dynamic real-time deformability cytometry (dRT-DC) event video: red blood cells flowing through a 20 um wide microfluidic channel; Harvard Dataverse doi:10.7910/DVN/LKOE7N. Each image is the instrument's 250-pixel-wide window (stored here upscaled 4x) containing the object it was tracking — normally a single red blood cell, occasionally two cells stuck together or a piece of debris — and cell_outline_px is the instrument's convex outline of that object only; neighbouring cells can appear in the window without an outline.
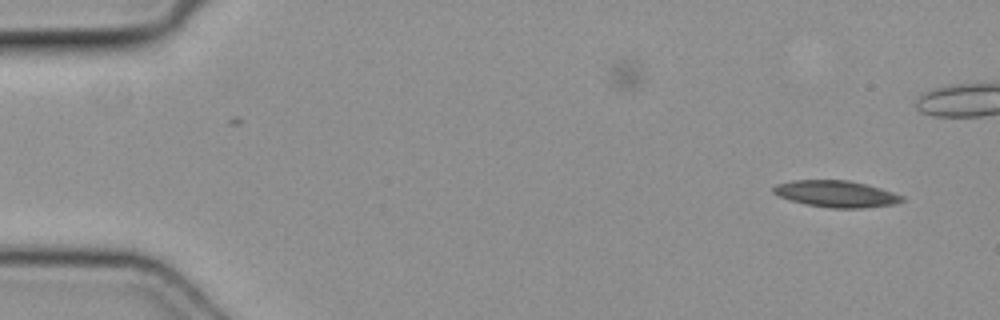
{"species": "common noctule bat (a hibernating species)", "species_latin": "Nyctalus noctula", "temperature_condition": "cold", "stored_images_in_passage": 42, "camera_frame_rate_fps": 3000, "um_per_image_px": 0.085, "animal": {"sex": "female", "body_mass_g": 19.3, "forearm_length_mm": 54.1}, "frame": {"image": 1, "passage_image": 3, "time_ms": 0.667, "image_size_px": [1000, 320], "cell_outline_px": [[904, 200], [896, 204], [864, 208], [832, 208], [804, 204], [780, 196], [772, 192], [772, 188], [776, 184], [796, 180], [848, 180], [880, 188], [904, 196]], "centroid_in_image_um": [71.09, 16.48], "position_along_channel_um": 13.9, "area_um2": 19.83}}
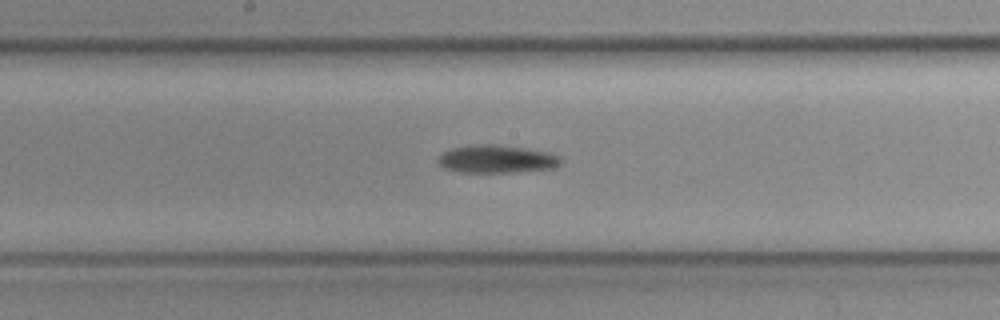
{"frame": {"image": 2, "passage_image": 26, "time_ms": 8.333, "image_size_px": [1000, 320], "cell_outline_px": [[564, 160], [556, 168], [516, 172], [460, 172], [444, 168], [436, 160], [444, 152], [452, 148], [480, 144], [496, 144], [524, 148], [548, 152], [560, 156]], "centroid_in_image_um": [42.27, 13.52], "position_along_channel_um": 205.9, "area_um2": 20.0}}
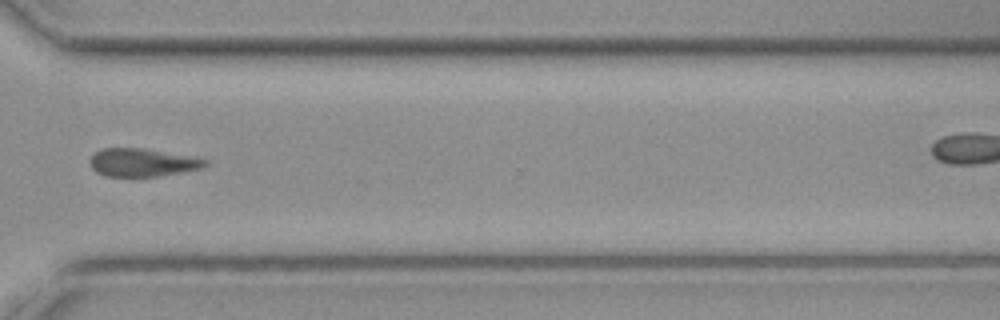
{"frame": {"image": 3, "passage_image": 37, "time_ms": 12.0, "image_size_px": [1000, 320], "cell_outline_px": [[208, 164], [200, 168], [160, 176], [104, 176], [96, 172], [88, 164], [88, 160], [100, 148], [144, 148], [208, 160]], "centroid_in_image_um": [12.02, 13.81], "position_along_channel_um": 358.6, "area_um2": 18.67}}